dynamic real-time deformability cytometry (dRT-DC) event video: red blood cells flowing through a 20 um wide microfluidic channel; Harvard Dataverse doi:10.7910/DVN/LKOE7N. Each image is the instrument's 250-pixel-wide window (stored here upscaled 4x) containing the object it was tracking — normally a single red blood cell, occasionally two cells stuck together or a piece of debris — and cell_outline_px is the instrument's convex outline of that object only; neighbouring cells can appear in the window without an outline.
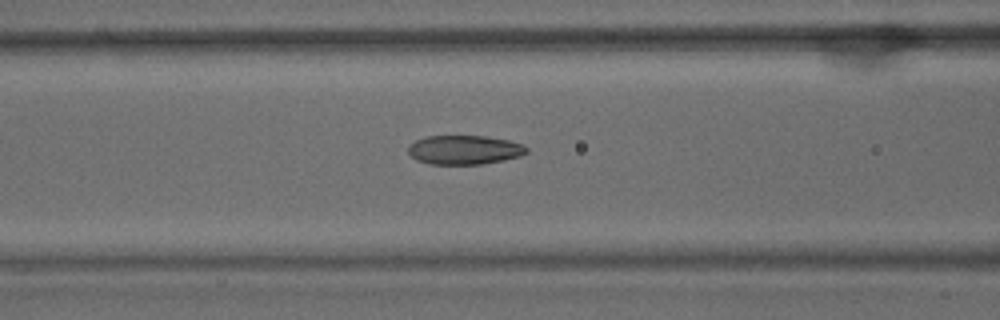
{"species": "common noctule bat (a hibernating species)", "species_latin": "Nyctalus noctula", "temperature_condition": "warm", "stored_images_in_passage": 33, "camera_frame_rate_fps": 3000, "um_per_image_px": 0.085, "animal": {"sex": "male", "body_mass_g": 15.6}, "frame": {"image": 1, "passage_image": 10, "time_ms": 3.0, "image_size_px": [1000, 320], "cell_outline_px": [[528, 152], [520, 156], [504, 160], [484, 164], [428, 164], [416, 160], [408, 152], [408, 144], [424, 136], [484, 136], [508, 140], [524, 144], [528, 148]], "centroid_in_image_um": [39.47, 12.74], "position_along_channel_um": 127.1, "area_um2": 20.29}}
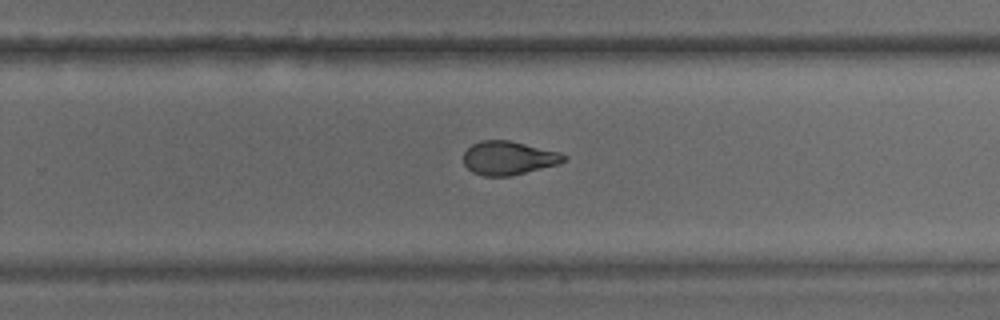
{"frame": {"image": 2, "passage_image": 22, "time_ms": 7.0, "image_size_px": [1000, 320], "cell_outline_px": [[568, 160], [560, 164], [512, 176], [484, 176], [472, 172], [464, 164], [464, 152], [472, 144], [480, 140], [508, 140], [560, 152], [568, 156]], "centroid_in_image_um": [43.26, 13.44], "position_along_channel_um": 286.5, "area_um2": 19.88}}
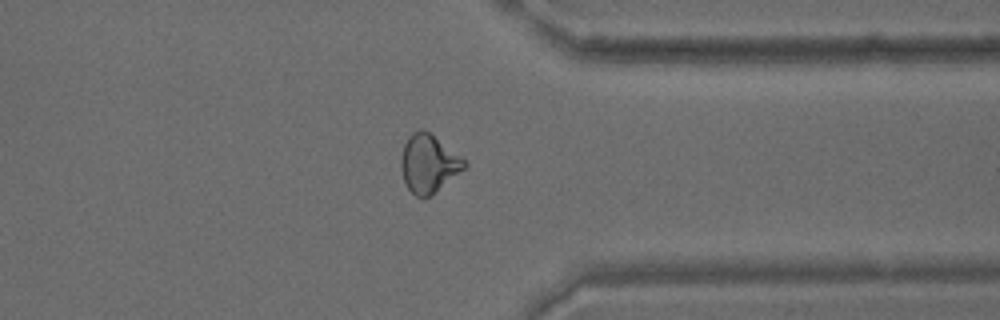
{"frame": {"image": 3, "passage_image": 29, "time_ms": 9.333, "image_size_px": [1000, 320], "cell_outline_px": [[468, 164], [464, 168], [432, 196], [416, 196], [408, 188], [404, 180], [400, 168], [400, 160], [404, 144], [408, 136], [412, 132], [420, 128], [424, 128], [460, 156]], "centroid_in_image_um": [36.4, 13.89], "position_along_channel_um": 375.0, "area_um2": 21.27}, "authors_computed_cell_mechanics": {"area_um2": 20.6346, "velocity_mm_per_s": 3.9942, "shape_relaxation_time_tau1_ms": null, "shape_relaxation_time_tau2_ms": 1.773, "deformation_change_tau1": null, "deformation_change_tau2": 0.0872}}